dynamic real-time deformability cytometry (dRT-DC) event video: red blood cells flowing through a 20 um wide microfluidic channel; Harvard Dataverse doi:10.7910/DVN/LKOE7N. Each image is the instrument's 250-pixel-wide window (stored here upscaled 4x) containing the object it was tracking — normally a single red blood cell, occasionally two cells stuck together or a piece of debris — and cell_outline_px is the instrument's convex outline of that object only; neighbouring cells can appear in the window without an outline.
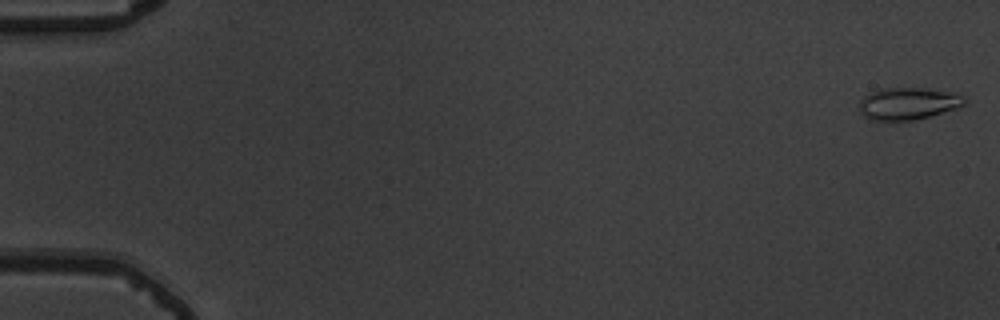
{"species": "common noctule bat (a hibernating species)", "species_latin": "Nyctalus noctula", "temperature_condition": "warm", "stored_images_in_passage": 55, "camera_frame_rate_fps": 3000, "um_per_image_px": 0.085, "animal": {"sex": "male", "body_mass_g": 19.5, "forearm_length_mm": 54.6}, "frame": {"image": 1, "passage_image": 1, "time_ms": 0.0, "image_size_px": [1000, 320], "cell_outline_px": [[968, 100], [964, 104], [956, 108], [928, 116], [912, 120], [872, 120], [864, 116], [860, 112], [860, 100], [864, 96], [880, 88], [924, 88], [948, 92], [964, 96]], "centroid_in_image_um": [77.17, 8.79], "position_along_channel_um": 7.8, "area_um2": 19.42}}
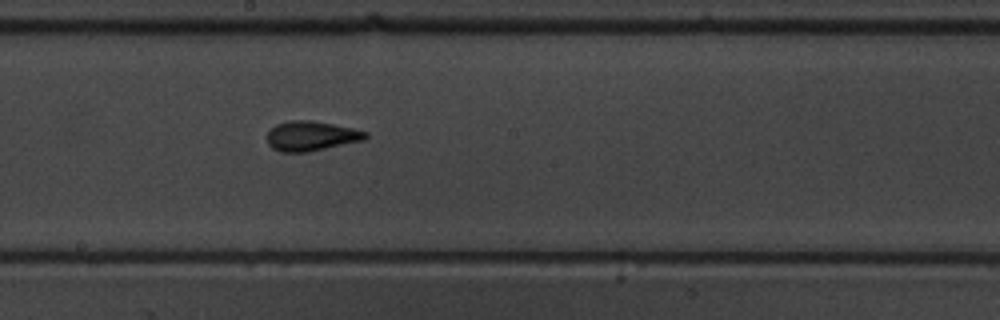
{"frame": {"image": 2, "passage_image": 31, "time_ms": 10.0, "image_size_px": [1000, 320], "cell_outline_px": [[368, 136], [364, 140], [308, 152], [280, 152], [272, 148], [268, 144], [268, 132], [276, 124], [288, 120], [312, 120], [352, 128], [368, 132]], "centroid_in_image_um": [26.45, 11.56], "position_along_channel_um": 221.8, "area_um2": 17.05}}
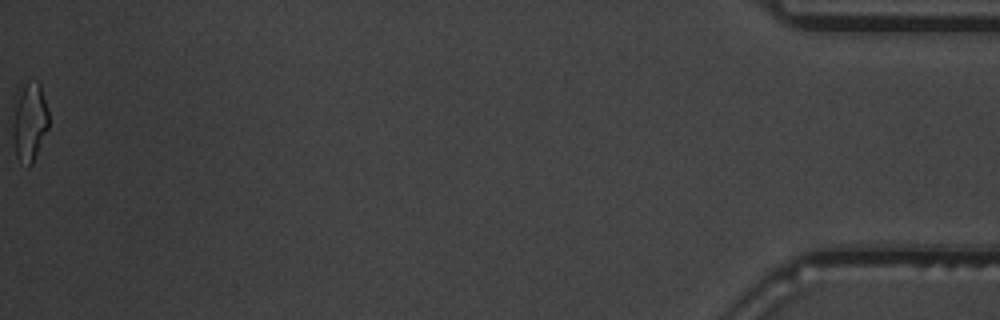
{"frame": {"image": 3, "passage_image": 55, "time_ms": 18.0, "image_size_px": [1000, 320], "cell_outline_px": [[48, 128], [32, 164], [28, 168], [16, 156], [12, 140], [12, 96], [28, 80], [40, 84], [48, 108]], "centroid_in_image_um": [2.45, 10.32], "position_along_channel_um": 432.7, "area_um2": 17.17}, "authors_computed_cell_mechanics": {"area_um2": 16.5886, "velocity_mm_per_s": 3.798, "shape_relaxation_time_tau1_ms": 3.7281, "shape_relaxation_time_tau2_ms": 1.4871, "deformation_change_tau1": 0.2011, "deformation_change_tau2": 0.0858}}